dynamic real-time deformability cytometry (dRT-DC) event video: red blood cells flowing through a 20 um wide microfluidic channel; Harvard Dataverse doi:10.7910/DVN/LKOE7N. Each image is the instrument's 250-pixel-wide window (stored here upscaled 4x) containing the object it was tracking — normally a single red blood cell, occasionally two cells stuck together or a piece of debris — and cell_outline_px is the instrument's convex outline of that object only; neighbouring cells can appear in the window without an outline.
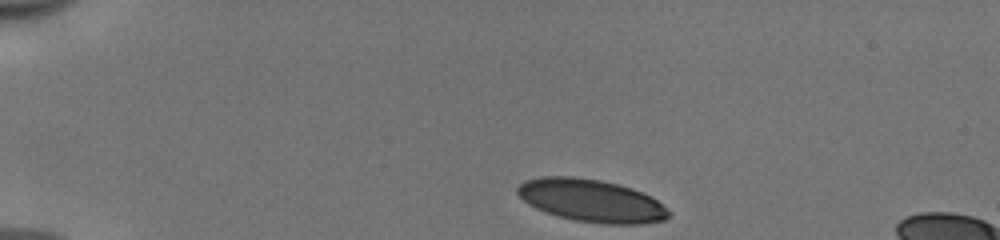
{"species": "human", "species_latin": "Homo sapiens", "temperature_condition": "cold", "stored_images_in_passage": 37, "camera_frame_rate_fps": 3000, "um_per_image_px": 0.085, "donor": {"sex": "male"}, "frame": {"image": 1, "passage_image": 1, "time_ms": 0.0, "image_size_px": [1000, 240], "cell_outline_px": [[668, 216], [664, 220], [640, 224], [604, 224], [576, 220], [544, 212], [528, 204], [516, 192], [516, 188], [524, 180], [540, 176], [572, 176], [600, 180], [632, 188], [656, 200], [668, 212]], "centroid_in_image_um": [50.19, 17.04], "position_along_channel_um": 34.8, "area_um2": 37.17}}
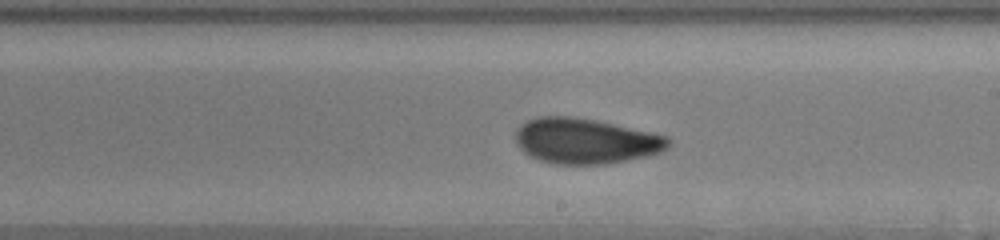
{"frame": {"image": 2, "passage_image": 22, "time_ms": 7.0, "image_size_px": [1000, 240], "cell_outline_px": [[672, 140], [668, 148], [660, 152], [648, 156], [608, 164], [556, 164], [540, 160], [528, 156], [516, 144], [516, 128], [520, 124], [536, 116], [572, 116], [596, 120], [668, 136]], "centroid_in_image_um": [49.76, 11.98], "position_along_channel_um": 239.2, "area_um2": 40.75}}
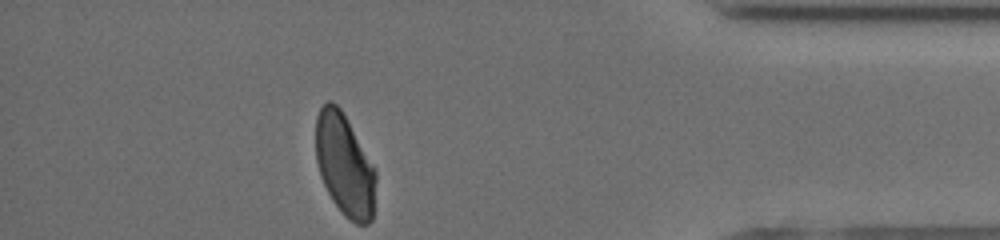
{"frame": {"image": 3, "passage_image": 37, "time_ms": 12.0, "image_size_px": [1000, 240], "cell_outline_px": [[376, 180], [372, 220], [368, 224], [356, 224], [348, 220], [340, 212], [332, 200], [320, 176], [316, 160], [316, 116], [320, 108], [328, 100], [332, 100], [340, 108], [376, 168]], "centroid_in_image_um": [29.3, 14.05], "position_along_channel_um": 405.9, "area_um2": 35.95}, "authors_computed_cell_mechanics": {"area_um2": 39.7086, "velocity_mm_per_s": 3.9559, "shape_relaxation_time_tau1_ms": 3.5417, "shape_relaxation_time_tau2_ms": 1.3081, "deformation_change_tau1": 0.1469, "deformation_change_tau2": 0.068}}